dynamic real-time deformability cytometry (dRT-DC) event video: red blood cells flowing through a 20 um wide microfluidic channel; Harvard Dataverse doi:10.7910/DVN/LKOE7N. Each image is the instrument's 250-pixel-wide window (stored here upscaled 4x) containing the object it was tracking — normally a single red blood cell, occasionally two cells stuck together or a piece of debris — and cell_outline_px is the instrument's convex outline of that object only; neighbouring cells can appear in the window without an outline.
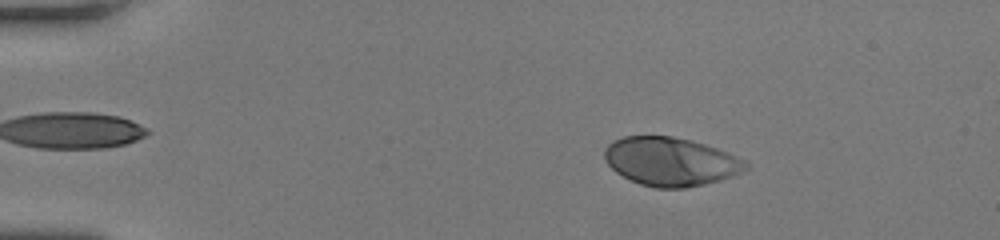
{"species": "human", "species_latin": "Homo sapiens", "temperature_condition": "room temperature", "stored_images_in_passage": 50, "camera_frame_rate_fps": 3000, "um_per_image_px": 0.085, "donor": {"sex": "female"}, "frame": {"image": 1, "passage_image": 9, "time_ms": 2.667, "image_size_px": [1000, 240], "cell_outline_px": [[748, 168], [744, 172], [720, 180], [704, 184], [684, 188], [652, 188], [640, 184], [616, 172], [604, 160], [604, 148], [612, 140], [624, 136], [672, 136], [692, 140], [728, 152], [744, 160], [748, 164]], "centroid_in_image_um": [57.0, 13.73], "position_along_channel_um": 28.0, "area_um2": 40.11}}
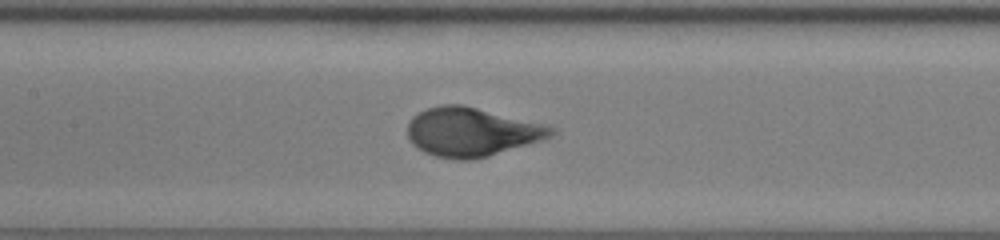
{"frame": {"image": 2, "passage_image": 25, "time_ms": 8.0, "image_size_px": [1000, 240], "cell_outline_px": [[556, 132], [552, 136], [540, 140], [488, 156], [472, 160], [456, 160], [436, 156], [424, 152], [416, 148], [412, 144], [408, 136], [408, 120], [412, 116], [428, 108], [440, 104], [460, 104], [544, 124], [556, 128]], "centroid_in_image_um": [40.04, 11.22], "position_along_channel_um": 167.4, "area_um2": 40.63}}
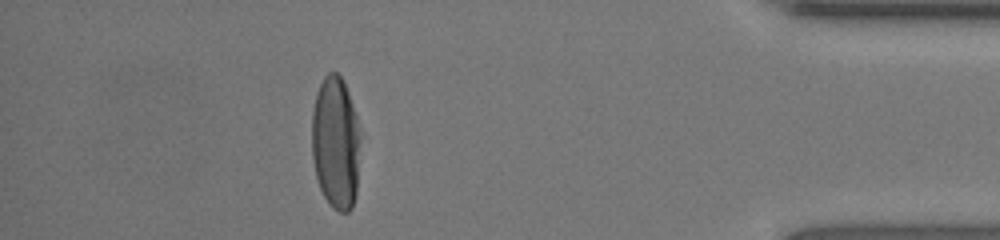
{"frame": {"image": 3, "passage_image": 45, "time_ms": 14.667, "image_size_px": [1000, 240], "cell_outline_px": [[360, 140], [356, 192], [352, 208], [348, 212], [340, 212], [332, 208], [324, 196], [320, 188], [316, 176], [312, 156], [312, 112], [316, 92], [324, 76], [328, 72], [336, 72], [344, 80], [356, 116], [360, 132]], "centroid_in_image_um": [28.52, 12.13], "position_along_channel_um": 406.7, "area_um2": 37.74}, "authors_computed_cell_mechanics": {"area_um2": 40.3155, "velocity_mm_per_s": 4.221, "shape_relaxation_time_tau1_ms": 3.1316, "shape_relaxation_time_tau2_ms": null, "deformation_change_tau1": 0.2205, "deformation_change_tau2": null}}